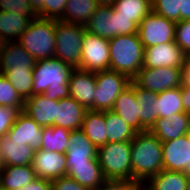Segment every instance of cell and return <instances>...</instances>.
Here are the masks:
<instances>
[{
  "instance_id": "cell-1",
  "label": "cell",
  "mask_w": 190,
  "mask_h": 190,
  "mask_svg": "<svg viewBox=\"0 0 190 190\" xmlns=\"http://www.w3.org/2000/svg\"><path fill=\"white\" fill-rule=\"evenodd\" d=\"M132 182L146 183L163 170L162 142L149 130L137 132L131 141Z\"/></svg>"
},
{
  "instance_id": "cell-2",
  "label": "cell",
  "mask_w": 190,
  "mask_h": 190,
  "mask_svg": "<svg viewBox=\"0 0 190 190\" xmlns=\"http://www.w3.org/2000/svg\"><path fill=\"white\" fill-rule=\"evenodd\" d=\"M73 69L57 58L37 61L33 68V95L44 94L50 100L69 98L68 82Z\"/></svg>"
},
{
  "instance_id": "cell-3",
  "label": "cell",
  "mask_w": 190,
  "mask_h": 190,
  "mask_svg": "<svg viewBox=\"0 0 190 190\" xmlns=\"http://www.w3.org/2000/svg\"><path fill=\"white\" fill-rule=\"evenodd\" d=\"M109 48V70L122 73L132 80L142 69L144 62V46L138 33L109 39Z\"/></svg>"
},
{
  "instance_id": "cell-4",
  "label": "cell",
  "mask_w": 190,
  "mask_h": 190,
  "mask_svg": "<svg viewBox=\"0 0 190 190\" xmlns=\"http://www.w3.org/2000/svg\"><path fill=\"white\" fill-rule=\"evenodd\" d=\"M18 42L37 61L54 58L55 20L34 17Z\"/></svg>"
},
{
  "instance_id": "cell-5",
  "label": "cell",
  "mask_w": 190,
  "mask_h": 190,
  "mask_svg": "<svg viewBox=\"0 0 190 190\" xmlns=\"http://www.w3.org/2000/svg\"><path fill=\"white\" fill-rule=\"evenodd\" d=\"M97 158L106 180L132 181L131 141L107 143L98 148Z\"/></svg>"
},
{
  "instance_id": "cell-6",
  "label": "cell",
  "mask_w": 190,
  "mask_h": 190,
  "mask_svg": "<svg viewBox=\"0 0 190 190\" xmlns=\"http://www.w3.org/2000/svg\"><path fill=\"white\" fill-rule=\"evenodd\" d=\"M85 26L55 20V54L74 69H80Z\"/></svg>"
},
{
  "instance_id": "cell-7",
  "label": "cell",
  "mask_w": 190,
  "mask_h": 190,
  "mask_svg": "<svg viewBox=\"0 0 190 190\" xmlns=\"http://www.w3.org/2000/svg\"><path fill=\"white\" fill-rule=\"evenodd\" d=\"M95 81L94 111H107L112 109L119 94L132 80L122 73L106 70L95 72Z\"/></svg>"
},
{
  "instance_id": "cell-8",
  "label": "cell",
  "mask_w": 190,
  "mask_h": 190,
  "mask_svg": "<svg viewBox=\"0 0 190 190\" xmlns=\"http://www.w3.org/2000/svg\"><path fill=\"white\" fill-rule=\"evenodd\" d=\"M176 22L150 11L138 25L144 48L175 41Z\"/></svg>"
},
{
  "instance_id": "cell-9",
  "label": "cell",
  "mask_w": 190,
  "mask_h": 190,
  "mask_svg": "<svg viewBox=\"0 0 190 190\" xmlns=\"http://www.w3.org/2000/svg\"><path fill=\"white\" fill-rule=\"evenodd\" d=\"M80 69L89 72L109 70V40L84 31Z\"/></svg>"
},
{
  "instance_id": "cell-10",
  "label": "cell",
  "mask_w": 190,
  "mask_h": 190,
  "mask_svg": "<svg viewBox=\"0 0 190 190\" xmlns=\"http://www.w3.org/2000/svg\"><path fill=\"white\" fill-rule=\"evenodd\" d=\"M139 87L155 93L182 86V68H142L132 79Z\"/></svg>"
},
{
  "instance_id": "cell-11",
  "label": "cell",
  "mask_w": 190,
  "mask_h": 190,
  "mask_svg": "<svg viewBox=\"0 0 190 190\" xmlns=\"http://www.w3.org/2000/svg\"><path fill=\"white\" fill-rule=\"evenodd\" d=\"M185 56L181 47L175 41L153 45L144 48V62L142 68H182Z\"/></svg>"
},
{
  "instance_id": "cell-12",
  "label": "cell",
  "mask_w": 190,
  "mask_h": 190,
  "mask_svg": "<svg viewBox=\"0 0 190 190\" xmlns=\"http://www.w3.org/2000/svg\"><path fill=\"white\" fill-rule=\"evenodd\" d=\"M98 148L87 138L81 130H72L69 135L66 155L67 169L72 165L99 164Z\"/></svg>"
},
{
  "instance_id": "cell-13",
  "label": "cell",
  "mask_w": 190,
  "mask_h": 190,
  "mask_svg": "<svg viewBox=\"0 0 190 190\" xmlns=\"http://www.w3.org/2000/svg\"><path fill=\"white\" fill-rule=\"evenodd\" d=\"M163 169L186 172L190 165V142L186 134L175 140L162 142Z\"/></svg>"
},
{
  "instance_id": "cell-14",
  "label": "cell",
  "mask_w": 190,
  "mask_h": 190,
  "mask_svg": "<svg viewBox=\"0 0 190 190\" xmlns=\"http://www.w3.org/2000/svg\"><path fill=\"white\" fill-rule=\"evenodd\" d=\"M32 167L37 178L55 180L66 176V155L59 152H51L43 149L35 150Z\"/></svg>"
},
{
  "instance_id": "cell-15",
  "label": "cell",
  "mask_w": 190,
  "mask_h": 190,
  "mask_svg": "<svg viewBox=\"0 0 190 190\" xmlns=\"http://www.w3.org/2000/svg\"><path fill=\"white\" fill-rule=\"evenodd\" d=\"M36 60L18 41L6 42L0 55V74L5 72H33Z\"/></svg>"
},
{
  "instance_id": "cell-16",
  "label": "cell",
  "mask_w": 190,
  "mask_h": 190,
  "mask_svg": "<svg viewBox=\"0 0 190 190\" xmlns=\"http://www.w3.org/2000/svg\"><path fill=\"white\" fill-rule=\"evenodd\" d=\"M70 97L94 111V93L96 90L95 72L73 69L69 79Z\"/></svg>"
},
{
  "instance_id": "cell-17",
  "label": "cell",
  "mask_w": 190,
  "mask_h": 190,
  "mask_svg": "<svg viewBox=\"0 0 190 190\" xmlns=\"http://www.w3.org/2000/svg\"><path fill=\"white\" fill-rule=\"evenodd\" d=\"M35 150L24 142L13 141L8 134L0 137V162L2 166L32 164Z\"/></svg>"
},
{
  "instance_id": "cell-18",
  "label": "cell",
  "mask_w": 190,
  "mask_h": 190,
  "mask_svg": "<svg viewBox=\"0 0 190 190\" xmlns=\"http://www.w3.org/2000/svg\"><path fill=\"white\" fill-rule=\"evenodd\" d=\"M119 115L136 132H140V110L141 107L135 96V82L124 89L117 97L111 109Z\"/></svg>"
},
{
  "instance_id": "cell-19",
  "label": "cell",
  "mask_w": 190,
  "mask_h": 190,
  "mask_svg": "<svg viewBox=\"0 0 190 190\" xmlns=\"http://www.w3.org/2000/svg\"><path fill=\"white\" fill-rule=\"evenodd\" d=\"M190 129V115L185 112L158 118L149 129L161 142L175 140Z\"/></svg>"
},
{
  "instance_id": "cell-20",
  "label": "cell",
  "mask_w": 190,
  "mask_h": 190,
  "mask_svg": "<svg viewBox=\"0 0 190 190\" xmlns=\"http://www.w3.org/2000/svg\"><path fill=\"white\" fill-rule=\"evenodd\" d=\"M59 100H50L44 94L33 95L25 100L24 112L39 126H54Z\"/></svg>"
},
{
  "instance_id": "cell-21",
  "label": "cell",
  "mask_w": 190,
  "mask_h": 190,
  "mask_svg": "<svg viewBox=\"0 0 190 190\" xmlns=\"http://www.w3.org/2000/svg\"><path fill=\"white\" fill-rule=\"evenodd\" d=\"M42 128L22 111L7 134L11 140L24 142L25 145H30L34 150H38L41 149Z\"/></svg>"
},
{
  "instance_id": "cell-22",
  "label": "cell",
  "mask_w": 190,
  "mask_h": 190,
  "mask_svg": "<svg viewBox=\"0 0 190 190\" xmlns=\"http://www.w3.org/2000/svg\"><path fill=\"white\" fill-rule=\"evenodd\" d=\"M87 109L74 98L59 100L54 126H60L70 131L81 129Z\"/></svg>"
},
{
  "instance_id": "cell-23",
  "label": "cell",
  "mask_w": 190,
  "mask_h": 190,
  "mask_svg": "<svg viewBox=\"0 0 190 190\" xmlns=\"http://www.w3.org/2000/svg\"><path fill=\"white\" fill-rule=\"evenodd\" d=\"M37 178L32 164L23 166H2L0 169V188L19 190Z\"/></svg>"
},
{
  "instance_id": "cell-24",
  "label": "cell",
  "mask_w": 190,
  "mask_h": 190,
  "mask_svg": "<svg viewBox=\"0 0 190 190\" xmlns=\"http://www.w3.org/2000/svg\"><path fill=\"white\" fill-rule=\"evenodd\" d=\"M135 96L142 109L140 110V132H143L149 130L159 118V111H157V103L155 102L158 93L139 87L135 83Z\"/></svg>"
},
{
  "instance_id": "cell-25",
  "label": "cell",
  "mask_w": 190,
  "mask_h": 190,
  "mask_svg": "<svg viewBox=\"0 0 190 190\" xmlns=\"http://www.w3.org/2000/svg\"><path fill=\"white\" fill-rule=\"evenodd\" d=\"M85 30L108 40L114 38L113 7L99 5L85 25Z\"/></svg>"
},
{
  "instance_id": "cell-26",
  "label": "cell",
  "mask_w": 190,
  "mask_h": 190,
  "mask_svg": "<svg viewBox=\"0 0 190 190\" xmlns=\"http://www.w3.org/2000/svg\"><path fill=\"white\" fill-rule=\"evenodd\" d=\"M34 17L0 11V35L6 42L18 41Z\"/></svg>"
},
{
  "instance_id": "cell-27",
  "label": "cell",
  "mask_w": 190,
  "mask_h": 190,
  "mask_svg": "<svg viewBox=\"0 0 190 190\" xmlns=\"http://www.w3.org/2000/svg\"><path fill=\"white\" fill-rule=\"evenodd\" d=\"M81 130L97 148L107 144L105 111L87 110Z\"/></svg>"
},
{
  "instance_id": "cell-28",
  "label": "cell",
  "mask_w": 190,
  "mask_h": 190,
  "mask_svg": "<svg viewBox=\"0 0 190 190\" xmlns=\"http://www.w3.org/2000/svg\"><path fill=\"white\" fill-rule=\"evenodd\" d=\"M66 176L74 179L89 190H96L106 181L100 164L72 165L67 169Z\"/></svg>"
},
{
  "instance_id": "cell-29",
  "label": "cell",
  "mask_w": 190,
  "mask_h": 190,
  "mask_svg": "<svg viewBox=\"0 0 190 190\" xmlns=\"http://www.w3.org/2000/svg\"><path fill=\"white\" fill-rule=\"evenodd\" d=\"M98 6L95 0H67L60 21L85 26Z\"/></svg>"
},
{
  "instance_id": "cell-30",
  "label": "cell",
  "mask_w": 190,
  "mask_h": 190,
  "mask_svg": "<svg viewBox=\"0 0 190 190\" xmlns=\"http://www.w3.org/2000/svg\"><path fill=\"white\" fill-rule=\"evenodd\" d=\"M189 175L186 172L162 170L145 184L151 190H187Z\"/></svg>"
},
{
  "instance_id": "cell-31",
  "label": "cell",
  "mask_w": 190,
  "mask_h": 190,
  "mask_svg": "<svg viewBox=\"0 0 190 190\" xmlns=\"http://www.w3.org/2000/svg\"><path fill=\"white\" fill-rule=\"evenodd\" d=\"M107 143L132 141L137 133L112 110L105 111Z\"/></svg>"
},
{
  "instance_id": "cell-32",
  "label": "cell",
  "mask_w": 190,
  "mask_h": 190,
  "mask_svg": "<svg viewBox=\"0 0 190 190\" xmlns=\"http://www.w3.org/2000/svg\"><path fill=\"white\" fill-rule=\"evenodd\" d=\"M115 14L125 16L137 25L152 11L151 0H115L112 4Z\"/></svg>"
},
{
  "instance_id": "cell-33",
  "label": "cell",
  "mask_w": 190,
  "mask_h": 190,
  "mask_svg": "<svg viewBox=\"0 0 190 190\" xmlns=\"http://www.w3.org/2000/svg\"><path fill=\"white\" fill-rule=\"evenodd\" d=\"M70 130L60 126L42 128L41 149L65 154L68 148Z\"/></svg>"
},
{
  "instance_id": "cell-34",
  "label": "cell",
  "mask_w": 190,
  "mask_h": 190,
  "mask_svg": "<svg viewBox=\"0 0 190 190\" xmlns=\"http://www.w3.org/2000/svg\"><path fill=\"white\" fill-rule=\"evenodd\" d=\"M155 102L157 103L159 118H166L173 114L184 112L181 97V86L158 93V97Z\"/></svg>"
},
{
  "instance_id": "cell-35",
  "label": "cell",
  "mask_w": 190,
  "mask_h": 190,
  "mask_svg": "<svg viewBox=\"0 0 190 190\" xmlns=\"http://www.w3.org/2000/svg\"><path fill=\"white\" fill-rule=\"evenodd\" d=\"M3 75L24 101L33 96V72H5Z\"/></svg>"
},
{
  "instance_id": "cell-36",
  "label": "cell",
  "mask_w": 190,
  "mask_h": 190,
  "mask_svg": "<svg viewBox=\"0 0 190 190\" xmlns=\"http://www.w3.org/2000/svg\"><path fill=\"white\" fill-rule=\"evenodd\" d=\"M24 102L9 80L0 74V105L24 108Z\"/></svg>"
},
{
  "instance_id": "cell-37",
  "label": "cell",
  "mask_w": 190,
  "mask_h": 190,
  "mask_svg": "<svg viewBox=\"0 0 190 190\" xmlns=\"http://www.w3.org/2000/svg\"><path fill=\"white\" fill-rule=\"evenodd\" d=\"M152 11L166 19L180 21L181 0H151Z\"/></svg>"
},
{
  "instance_id": "cell-38",
  "label": "cell",
  "mask_w": 190,
  "mask_h": 190,
  "mask_svg": "<svg viewBox=\"0 0 190 190\" xmlns=\"http://www.w3.org/2000/svg\"><path fill=\"white\" fill-rule=\"evenodd\" d=\"M67 0H44L43 8L38 17L60 20L64 14Z\"/></svg>"
},
{
  "instance_id": "cell-39",
  "label": "cell",
  "mask_w": 190,
  "mask_h": 190,
  "mask_svg": "<svg viewBox=\"0 0 190 190\" xmlns=\"http://www.w3.org/2000/svg\"><path fill=\"white\" fill-rule=\"evenodd\" d=\"M0 11L14 12L26 16H37L29 0H0Z\"/></svg>"
},
{
  "instance_id": "cell-40",
  "label": "cell",
  "mask_w": 190,
  "mask_h": 190,
  "mask_svg": "<svg viewBox=\"0 0 190 190\" xmlns=\"http://www.w3.org/2000/svg\"><path fill=\"white\" fill-rule=\"evenodd\" d=\"M24 108H15L0 105V137L11 129Z\"/></svg>"
},
{
  "instance_id": "cell-41",
  "label": "cell",
  "mask_w": 190,
  "mask_h": 190,
  "mask_svg": "<svg viewBox=\"0 0 190 190\" xmlns=\"http://www.w3.org/2000/svg\"><path fill=\"white\" fill-rule=\"evenodd\" d=\"M175 42L185 55H190V20L176 22Z\"/></svg>"
},
{
  "instance_id": "cell-42",
  "label": "cell",
  "mask_w": 190,
  "mask_h": 190,
  "mask_svg": "<svg viewBox=\"0 0 190 190\" xmlns=\"http://www.w3.org/2000/svg\"><path fill=\"white\" fill-rule=\"evenodd\" d=\"M136 33H138V25L128 17L115 14L114 11V37Z\"/></svg>"
},
{
  "instance_id": "cell-43",
  "label": "cell",
  "mask_w": 190,
  "mask_h": 190,
  "mask_svg": "<svg viewBox=\"0 0 190 190\" xmlns=\"http://www.w3.org/2000/svg\"><path fill=\"white\" fill-rule=\"evenodd\" d=\"M51 182L53 190H89L87 187L80 185L77 181L68 176H62Z\"/></svg>"
},
{
  "instance_id": "cell-44",
  "label": "cell",
  "mask_w": 190,
  "mask_h": 190,
  "mask_svg": "<svg viewBox=\"0 0 190 190\" xmlns=\"http://www.w3.org/2000/svg\"><path fill=\"white\" fill-rule=\"evenodd\" d=\"M137 184L127 180H106L99 190H136Z\"/></svg>"
},
{
  "instance_id": "cell-45",
  "label": "cell",
  "mask_w": 190,
  "mask_h": 190,
  "mask_svg": "<svg viewBox=\"0 0 190 190\" xmlns=\"http://www.w3.org/2000/svg\"><path fill=\"white\" fill-rule=\"evenodd\" d=\"M19 190H53V186L51 180L36 178Z\"/></svg>"
},
{
  "instance_id": "cell-46",
  "label": "cell",
  "mask_w": 190,
  "mask_h": 190,
  "mask_svg": "<svg viewBox=\"0 0 190 190\" xmlns=\"http://www.w3.org/2000/svg\"><path fill=\"white\" fill-rule=\"evenodd\" d=\"M182 85L190 86V55H186L182 65Z\"/></svg>"
},
{
  "instance_id": "cell-47",
  "label": "cell",
  "mask_w": 190,
  "mask_h": 190,
  "mask_svg": "<svg viewBox=\"0 0 190 190\" xmlns=\"http://www.w3.org/2000/svg\"><path fill=\"white\" fill-rule=\"evenodd\" d=\"M181 97L184 112L190 115V86H181Z\"/></svg>"
},
{
  "instance_id": "cell-48",
  "label": "cell",
  "mask_w": 190,
  "mask_h": 190,
  "mask_svg": "<svg viewBox=\"0 0 190 190\" xmlns=\"http://www.w3.org/2000/svg\"><path fill=\"white\" fill-rule=\"evenodd\" d=\"M190 20V0H181L180 21Z\"/></svg>"
},
{
  "instance_id": "cell-49",
  "label": "cell",
  "mask_w": 190,
  "mask_h": 190,
  "mask_svg": "<svg viewBox=\"0 0 190 190\" xmlns=\"http://www.w3.org/2000/svg\"><path fill=\"white\" fill-rule=\"evenodd\" d=\"M29 2L36 14L43 8L44 0H29Z\"/></svg>"
},
{
  "instance_id": "cell-50",
  "label": "cell",
  "mask_w": 190,
  "mask_h": 190,
  "mask_svg": "<svg viewBox=\"0 0 190 190\" xmlns=\"http://www.w3.org/2000/svg\"><path fill=\"white\" fill-rule=\"evenodd\" d=\"M98 5H104V6H112V4L115 2V0H95Z\"/></svg>"
},
{
  "instance_id": "cell-51",
  "label": "cell",
  "mask_w": 190,
  "mask_h": 190,
  "mask_svg": "<svg viewBox=\"0 0 190 190\" xmlns=\"http://www.w3.org/2000/svg\"><path fill=\"white\" fill-rule=\"evenodd\" d=\"M136 190H151L145 183L137 184Z\"/></svg>"
},
{
  "instance_id": "cell-52",
  "label": "cell",
  "mask_w": 190,
  "mask_h": 190,
  "mask_svg": "<svg viewBox=\"0 0 190 190\" xmlns=\"http://www.w3.org/2000/svg\"><path fill=\"white\" fill-rule=\"evenodd\" d=\"M6 44L5 39L0 35V55L2 50L4 49V45Z\"/></svg>"
},
{
  "instance_id": "cell-53",
  "label": "cell",
  "mask_w": 190,
  "mask_h": 190,
  "mask_svg": "<svg viewBox=\"0 0 190 190\" xmlns=\"http://www.w3.org/2000/svg\"><path fill=\"white\" fill-rule=\"evenodd\" d=\"M186 137H187V139H188L189 142H190V129L187 131V133H186Z\"/></svg>"
},
{
  "instance_id": "cell-54",
  "label": "cell",
  "mask_w": 190,
  "mask_h": 190,
  "mask_svg": "<svg viewBox=\"0 0 190 190\" xmlns=\"http://www.w3.org/2000/svg\"><path fill=\"white\" fill-rule=\"evenodd\" d=\"M186 173L190 176V165H189V167H188Z\"/></svg>"
},
{
  "instance_id": "cell-55",
  "label": "cell",
  "mask_w": 190,
  "mask_h": 190,
  "mask_svg": "<svg viewBox=\"0 0 190 190\" xmlns=\"http://www.w3.org/2000/svg\"><path fill=\"white\" fill-rule=\"evenodd\" d=\"M187 190H190V177H189V181H188Z\"/></svg>"
}]
</instances>
